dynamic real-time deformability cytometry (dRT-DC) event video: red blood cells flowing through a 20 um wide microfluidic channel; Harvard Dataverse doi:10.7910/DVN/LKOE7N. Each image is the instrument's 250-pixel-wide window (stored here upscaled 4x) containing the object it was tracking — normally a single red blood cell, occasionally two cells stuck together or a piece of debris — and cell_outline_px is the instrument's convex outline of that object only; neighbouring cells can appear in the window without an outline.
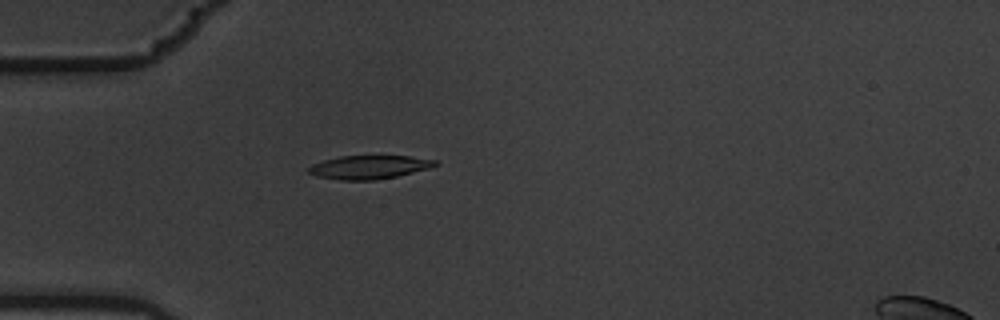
{"species": "common noctule bat (a hibernating species)", "species_latin": "Nyctalus noctula", "temperature_condition": "warm", "stored_images_in_passage": 2, "camera_frame_rate_fps": 3000, "um_per_image_px": 0.085, "animal": {"sex": "male", "body_mass_g": 19.5, "forearm_length_mm": 54.6}, "frame": {"image": 1, "passage_image": 2, "time_ms": 0.333, "image_size_px": [1000, 320], "cell_outline_px": [[440, 164], [432, 168], [396, 176], [376, 180], [340, 180], [316, 176], [308, 172], [308, 168], [312, 164], [324, 160], [340, 156], [408, 156], [436, 160]], "centroid_in_image_um": [31.4, 14.21], "position_along_channel_um": 53.6, "area_um2": 17.4}}